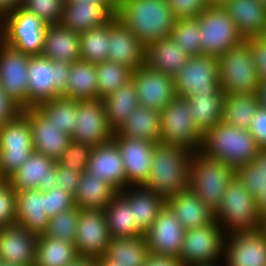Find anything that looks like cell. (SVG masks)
<instances>
[{
	"label": "cell",
	"instance_id": "cell-1",
	"mask_svg": "<svg viewBox=\"0 0 266 266\" xmlns=\"http://www.w3.org/2000/svg\"><path fill=\"white\" fill-rule=\"evenodd\" d=\"M116 17L145 47L171 37L176 21L168 0H118Z\"/></svg>",
	"mask_w": 266,
	"mask_h": 266
},
{
	"label": "cell",
	"instance_id": "cell-2",
	"mask_svg": "<svg viewBox=\"0 0 266 266\" xmlns=\"http://www.w3.org/2000/svg\"><path fill=\"white\" fill-rule=\"evenodd\" d=\"M192 157L187 148L155 143L149 179L143 186L165 200L188 189Z\"/></svg>",
	"mask_w": 266,
	"mask_h": 266
},
{
	"label": "cell",
	"instance_id": "cell-3",
	"mask_svg": "<svg viewBox=\"0 0 266 266\" xmlns=\"http://www.w3.org/2000/svg\"><path fill=\"white\" fill-rule=\"evenodd\" d=\"M201 150L236 170L253 162L260 148L247 129L234 127L222 120L204 135Z\"/></svg>",
	"mask_w": 266,
	"mask_h": 266
},
{
	"label": "cell",
	"instance_id": "cell-4",
	"mask_svg": "<svg viewBox=\"0 0 266 266\" xmlns=\"http://www.w3.org/2000/svg\"><path fill=\"white\" fill-rule=\"evenodd\" d=\"M235 170L201 149L193 152L189 168V188L215 213Z\"/></svg>",
	"mask_w": 266,
	"mask_h": 266
},
{
	"label": "cell",
	"instance_id": "cell-5",
	"mask_svg": "<svg viewBox=\"0 0 266 266\" xmlns=\"http://www.w3.org/2000/svg\"><path fill=\"white\" fill-rule=\"evenodd\" d=\"M214 220L225 234L255 231L262 227L257 199L244 187L236 176L229 182Z\"/></svg>",
	"mask_w": 266,
	"mask_h": 266
},
{
	"label": "cell",
	"instance_id": "cell-6",
	"mask_svg": "<svg viewBox=\"0 0 266 266\" xmlns=\"http://www.w3.org/2000/svg\"><path fill=\"white\" fill-rule=\"evenodd\" d=\"M71 63L42 55L31 56L28 65V108L55 97H66Z\"/></svg>",
	"mask_w": 266,
	"mask_h": 266
},
{
	"label": "cell",
	"instance_id": "cell-7",
	"mask_svg": "<svg viewBox=\"0 0 266 266\" xmlns=\"http://www.w3.org/2000/svg\"><path fill=\"white\" fill-rule=\"evenodd\" d=\"M260 82L245 40L219 57V87L225 94L257 93Z\"/></svg>",
	"mask_w": 266,
	"mask_h": 266
},
{
	"label": "cell",
	"instance_id": "cell-8",
	"mask_svg": "<svg viewBox=\"0 0 266 266\" xmlns=\"http://www.w3.org/2000/svg\"><path fill=\"white\" fill-rule=\"evenodd\" d=\"M160 143L195 152L202 148L204 134L197 128L186 98L176 96L161 111Z\"/></svg>",
	"mask_w": 266,
	"mask_h": 266
},
{
	"label": "cell",
	"instance_id": "cell-9",
	"mask_svg": "<svg viewBox=\"0 0 266 266\" xmlns=\"http://www.w3.org/2000/svg\"><path fill=\"white\" fill-rule=\"evenodd\" d=\"M47 25L21 6L1 18L0 40L31 56L41 55Z\"/></svg>",
	"mask_w": 266,
	"mask_h": 266
},
{
	"label": "cell",
	"instance_id": "cell-10",
	"mask_svg": "<svg viewBox=\"0 0 266 266\" xmlns=\"http://www.w3.org/2000/svg\"><path fill=\"white\" fill-rule=\"evenodd\" d=\"M195 18L201 30V56L220 57L244 41L223 7H206Z\"/></svg>",
	"mask_w": 266,
	"mask_h": 266
},
{
	"label": "cell",
	"instance_id": "cell-11",
	"mask_svg": "<svg viewBox=\"0 0 266 266\" xmlns=\"http://www.w3.org/2000/svg\"><path fill=\"white\" fill-rule=\"evenodd\" d=\"M34 152L31 127L21 112L0 125V173L7 180Z\"/></svg>",
	"mask_w": 266,
	"mask_h": 266
},
{
	"label": "cell",
	"instance_id": "cell-12",
	"mask_svg": "<svg viewBox=\"0 0 266 266\" xmlns=\"http://www.w3.org/2000/svg\"><path fill=\"white\" fill-rule=\"evenodd\" d=\"M176 96L215 94L219 89V57L192 56L174 76Z\"/></svg>",
	"mask_w": 266,
	"mask_h": 266
},
{
	"label": "cell",
	"instance_id": "cell-13",
	"mask_svg": "<svg viewBox=\"0 0 266 266\" xmlns=\"http://www.w3.org/2000/svg\"><path fill=\"white\" fill-rule=\"evenodd\" d=\"M225 236L216 220L203 227L187 229L178 259L183 266L223 261Z\"/></svg>",
	"mask_w": 266,
	"mask_h": 266
},
{
	"label": "cell",
	"instance_id": "cell-14",
	"mask_svg": "<svg viewBox=\"0 0 266 266\" xmlns=\"http://www.w3.org/2000/svg\"><path fill=\"white\" fill-rule=\"evenodd\" d=\"M75 123L71 136L75 142L97 147L113 138L102 99L78 100Z\"/></svg>",
	"mask_w": 266,
	"mask_h": 266
},
{
	"label": "cell",
	"instance_id": "cell-15",
	"mask_svg": "<svg viewBox=\"0 0 266 266\" xmlns=\"http://www.w3.org/2000/svg\"><path fill=\"white\" fill-rule=\"evenodd\" d=\"M104 210L83 209L78 218L75 247L81 258L97 260L102 258L110 243Z\"/></svg>",
	"mask_w": 266,
	"mask_h": 266
},
{
	"label": "cell",
	"instance_id": "cell-16",
	"mask_svg": "<svg viewBox=\"0 0 266 266\" xmlns=\"http://www.w3.org/2000/svg\"><path fill=\"white\" fill-rule=\"evenodd\" d=\"M30 57L0 40V86L22 109L28 108Z\"/></svg>",
	"mask_w": 266,
	"mask_h": 266
},
{
	"label": "cell",
	"instance_id": "cell-17",
	"mask_svg": "<svg viewBox=\"0 0 266 266\" xmlns=\"http://www.w3.org/2000/svg\"><path fill=\"white\" fill-rule=\"evenodd\" d=\"M139 105L161 111L175 97L174 77L149 68L146 64L133 70Z\"/></svg>",
	"mask_w": 266,
	"mask_h": 266
},
{
	"label": "cell",
	"instance_id": "cell-18",
	"mask_svg": "<svg viewBox=\"0 0 266 266\" xmlns=\"http://www.w3.org/2000/svg\"><path fill=\"white\" fill-rule=\"evenodd\" d=\"M225 266H266V237L261 229L227 234Z\"/></svg>",
	"mask_w": 266,
	"mask_h": 266
},
{
	"label": "cell",
	"instance_id": "cell-19",
	"mask_svg": "<svg viewBox=\"0 0 266 266\" xmlns=\"http://www.w3.org/2000/svg\"><path fill=\"white\" fill-rule=\"evenodd\" d=\"M113 139L116 141L123 159L127 187L143 186L149 179L155 143L143 139L122 137L115 132H113Z\"/></svg>",
	"mask_w": 266,
	"mask_h": 266
},
{
	"label": "cell",
	"instance_id": "cell-20",
	"mask_svg": "<svg viewBox=\"0 0 266 266\" xmlns=\"http://www.w3.org/2000/svg\"><path fill=\"white\" fill-rule=\"evenodd\" d=\"M185 230L165 205L151 228L144 234L151 254L179 258Z\"/></svg>",
	"mask_w": 266,
	"mask_h": 266
},
{
	"label": "cell",
	"instance_id": "cell-21",
	"mask_svg": "<svg viewBox=\"0 0 266 266\" xmlns=\"http://www.w3.org/2000/svg\"><path fill=\"white\" fill-rule=\"evenodd\" d=\"M22 113L31 127L34 151L58 161L68 148L71 136L61 132L37 107L22 109Z\"/></svg>",
	"mask_w": 266,
	"mask_h": 266
},
{
	"label": "cell",
	"instance_id": "cell-22",
	"mask_svg": "<svg viewBox=\"0 0 266 266\" xmlns=\"http://www.w3.org/2000/svg\"><path fill=\"white\" fill-rule=\"evenodd\" d=\"M56 179V161L34 151L6 181L15 191L36 188L46 193L56 187Z\"/></svg>",
	"mask_w": 266,
	"mask_h": 266
},
{
	"label": "cell",
	"instance_id": "cell-23",
	"mask_svg": "<svg viewBox=\"0 0 266 266\" xmlns=\"http://www.w3.org/2000/svg\"><path fill=\"white\" fill-rule=\"evenodd\" d=\"M108 60L136 70L146 63V47L116 16L109 22Z\"/></svg>",
	"mask_w": 266,
	"mask_h": 266
},
{
	"label": "cell",
	"instance_id": "cell-24",
	"mask_svg": "<svg viewBox=\"0 0 266 266\" xmlns=\"http://www.w3.org/2000/svg\"><path fill=\"white\" fill-rule=\"evenodd\" d=\"M86 172L108 182L118 191L127 188L123 159L113 138L92 147Z\"/></svg>",
	"mask_w": 266,
	"mask_h": 266
},
{
	"label": "cell",
	"instance_id": "cell-25",
	"mask_svg": "<svg viewBox=\"0 0 266 266\" xmlns=\"http://www.w3.org/2000/svg\"><path fill=\"white\" fill-rule=\"evenodd\" d=\"M37 238L17 223L0 227V260L21 266H35Z\"/></svg>",
	"mask_w": 266,
	"mask_h": 266
},
{
	"label": "cell",
	"instance_id": "cell-26",
	"mask_svg": "<svg viewBox=\"0 0 266 266\" xmlns=\"http://www.w3.org/2000/svg\"><path fill=\"white\" fill-rule=\"evenodd\" d=\"M118 5L64 2L61 24L75 32L97 28L110 22L117 13Z\"/></svg>",
	"mask_w": 266,
	"mask_h": 266
},
{
	"label": "cell",
	"instance_id": "cell-27",
	"mask_svg": "<svg viewBox=\"0 0 266 266\" xmlns=\"http://www.w3.org/2000/svg\"><path fill=\"white\" fill-rule=\"evenodd\" d=\"M45 209V194L39 189L16 191V223L36 236L47 230L49 218Z\"/></svg>",
	"mask_w": 266,
	"mask_h": 266
},
{
	"label": "cell",
	"instance_id": "cell-28",
	"mask_svg": "<svg viewBox=\"0 0 266 266\" xmlns=\"http://www.w3.org/2000/svg\"><path fill=\"white\" fill-rule=\"evenodd\" d=\"M244 39L261 37L266 30V7L258 0H229L223 7Z\"/></svg>",
	"mask_w": 266,
	"mask_h": 266
},
{
	"label": "cell",
	"instance_id": "cell-29",
	"mask_svg": "<svg viewBox=\"0 0 266 266\" xmlns=\"http://www.w3.org/2000/svg\"><path fill=\"white\" fill-rule=\"evenodd\" d=\"M166 206L184 230L203 227L214 221V212L190 188L168 198Z\"/></svg>",
	"mask_w": 266,
	"mask_h": 266
},
{
	"label": "cell",
	"instance_id": "cell-30",
	"mask_svg": "<svg viewBox=\"0 0 266 266\" xmlns=\"http://www.w3.org/2000/svg\"><path fill=\"white\" fill-rule=\"evenodd\" d=\"M41 55L69 63L80 60V32L62 24L47 25Z\"/></svg>",
	"mask_w": 266,
	"mask_h": 266
},
{
	"label": "cell",
	"instance_id": "cell-31",
	"mask_svg": "<svg viewBox=\"0 0 266 266\" xmlns=\"http://www.w3.org/2000/svg\"><path fill=\"white\" fill-rule=\"evenodd\" d=\"M190 56L171 37L162 38L146 47V65L174 77Z\"/></svg>",
	"mask_w": 266,
	"mask_h": 266
},
{
	"label": "cell",
	"instance_id": "cell-32",
	"mask_svg": "<svg viewBox=\"0 0 266 266\" xmlns=\"http://www.w3.org/2000/svg\"><path fill=\"white\" fill-rule=\"evenodd\" d=\"M118 190L108 182L82 172L79 184L73 194L74 204L83 209L104 210L118 194Z\"/></svg>",
	"mask_w": 266,
	"mask_h": 266
},
{
	"label": "cell",
	"instance_id": "cell-33",
	"mask_svg": "<svg viewBox=\"0 0 266 266\" xmlns=\"http://www.w3.org/2000/svg\"><path fill=\"white\" fill-rule=\"evenodd\" d=\"M119 192L133 205L134 219L146 233L166 205V200L144 186H129Z\"/></svg>",
	"mask_w": 266,
	"mask_h": 266
},
{
	"label": "cell",
	"instance_id": "cell-34",
	"mask_svg": "<svg viewBox=\"0 0 266 266\" xmlns=\"http://www.w3.org/2000/svg\"><path fill=\"white\" fill-rule=\"evenodd\" d=\"M160 120L161 112L159 110L138 105L115 133L126 138L158 143L160 140Z\"/></svg>",
	"mask_w": 266,
	"mask_h": 266
},
{
	"label": "cell",
	"instance_id": "cell-35",
	"mask_svg": "<svg viewBox=\"0 0 266 266\" xmlns=\"http://www.w3.org/2000/svg\"><path fill=\"white\" fill-rule=\"evenodd\" d=\"M104 212L111 238L144 236L134 219L133 205L120 192L104 208Z\"/></svg>",
	"mask_w": 266,
	"mask_h": 266
},
{
	"label": "cell",
	"instance_id": "cell-36",
	"mask_svg": "<svg viewBox=\"0 0 266 266\" xmlns=\"http://www.w3.org/2000/svg\"><path fill=\"white\" fill-rule=\"evenodd\" d=\"M224 96L225 92L220 88L215 94L193 95L187 98L193 120L204 135L223 120Z\"/></svg>",
	"mask_w": 266,
	"mask_h": 266
},
{
	"label": "cell",
	"instance_id": "cell-37",
	"mask_svg": "<svg viewBox=\"0 0 266 266\" xmlns=\"http://www.w3.org/2000/svg\"><path fill=\"white\" fill-rule=\"evenodd\" d=\"M150 251L145 236L111 238L105 256L120 266H144Z\"/></svg>",
	"mask_w": 266,
	"mask_h": 266
},
{
	"label": "cell",
	"instance_id": "cell-38",
	"mask_svg": "<svg viewBox=\"0 0 266 266\" xmlns=\"http://www.w3.org/2000/svg\"><path fill=\"white\" fill-rule=\"evenodd\" d=\"M102 100L106 110L107 124L114 132L139 105L132 80Z\"/></svg>",
	"mask_w": 266,
	"mask_h": 266
},
{
	"label": "cell",
	"instance_id": "cell-39",
	"mask_svg": "<svg viewBox=\"0 0 266 266\" xmlns=\"http://www.w3.org/2000/svg\"><path fill=\"white\" fill-rule=\"evenodd\" d=\"M35 266H68L80 256L75 243L39 235L36 241Z\"/></svg>",
	"mask_w": 266,
	"mask_h": 266
},
{
	"label": "cell",
	"instance_id": "cell-40",
	"mask_svg": "<svg viewBox=\"0 0 266 266\" xmlns=\"http://www.w3.org/2000/svg\"><path fill=\"white\" fill-rule=\"evenodd\" d=\"M66 97L76 100L98 98L96 64L83 60L71 63Z\"/></svg>",
	"mask_w": 266,
	"mask_h": 266
},
{
	"label": "cell",
	"instance_id": "cell-41",
	"mask_svg": "<svg viewBox=\"0 0 266 266\" xmlns=\"http://www.w3.org/2000/svg\"><path fill=\"white\" fill-rule=\"evenodd\" d=\"M259 106L257 93L225 94L223 121L248 130Z\"/></svg>",
	"mask_w": 266,
	"mask_h": 266
},
{
	"label": "cell",
	"instance_id": "cell-42",
	"mask_svg": "<svg viewBox=\"0 0 266 266\" xmlns=\"http://www.w3.org/2000/svg\"><path fill=\"white\" fill-rule=\"evenodd\" d=\"M109 22L80 33V60L97 64L108 60Z\"/></svg>",
	"mask_w": 266,
	"mask_h": 266
},
{
	"label": "cell",
	"instance_id": "cell-43",
	"mask_svg": "<svg viewBox=\"0 0 266 266\" xmlns=\"http://www.w3.org/2000/svg\"><path fill=\"white\" fill-rule=\"evenodd\" d=\"M78 100L59 96L43 102L37 108L50 119L61 132L72 136L76 121V107Z\"/></svg>",
	"mask_w": 266,
	"mask_h": 266
},
{
	"label": "cell",
	"instance_id": "cell-44",
	"mask_svg": "<svg viewBox=\"0 0 266 266\" xmlns=\"http://www.w3.org/2000/svg\"><path fill=\"white\" fill-rule=\"evenodd\" d=\"M98 98L104 99L132 79L133 70L112 61L96 64Z\"/></svg>",
	"mask_w": 266,
	"mask_h": 266
},
{
	"label": "cell",
	"instance_id": "cell-45",
	"mask_svg": "<svg viewBox=\"0 0 266 266\" xmlns=\"http://www.w3.org/2000/svg\"><path fill=\"white\" fill-rule=\"evenodd\" d=\"M171 38L190 56H201V30L196 18L176 19Z\"/></svg>",
	"mask_w": 266,
	"mask_h": 266
},
{
	"label": "cell",
	"instance_id": "cell-46",
	"mask_svg": "<svg viewBox=\"0 0 266 266\" xmlns=\"http://www.w3.org/2000/svg\"><path fill=\"white\" fill-rule=\"evenodd\" d=\"M81 209L76 205L49 218V223L44 236L61 241L75 243L78 218Z\"/></svg>",
	"mask_w": 266,
	"mask_h": 266
},
{
	"label": "cell",
	"instance_id": "cell-47",
	"mask_svg": "<svg viewBox=\"0 0 266 266\" xmlns=\"http://www.w3.org/2000/svg\"><path fill=\"white\" fill-rule=\"evenodd\" d=\"M65 0H22L21 7L46 25L61 24Z\"/></svg>",
	"mask_w": 266,
	"mask_h": 266
},
{
	"label": "cell",
	"instance_id": "cell-48",
	"mask_svg": "<svg viewBox=\"0 0 266 266\" xmlns=\"http://www.w3.org/2000/svg\"><path fill=\"white\" fill-rule=\"evenodd\" d=\"M91 150L90 145L71 140L58 162L72 171L84 172L89 163Z\"/></svg>",
	"mask_w": 266,
	"mask_h": 266
},
{
	"label": "cell",
	"instance_id": "cell-49",
	"mask_svg": "<svg viewBox=\"0 0 266 266\" xmlns=\"http://www.w3.org/2000/svg\"><path fill=\"white\" fill-rule=\"evenodd\" d=\"M235 176L256 199L265 188L262 169H259L253 162L237 168Z\"/></svg>",
	"mask_w": 266,
	"mask_h": 266
},
{
	"label": "cell",
	"instance_id": "cell-50",
	"mask_svg": "<svg viewBox=\"0 0 266 266\" xmlns=\"http://www.w3.org/2000/svg\"><path fill=\"white\" fill-rule=\"evenodd\" d=\"M16 223V191L5 180L0 185V227Z\"/></svg>",
	"mask_w": 266,
	"mask_h": 266
},
{
	"label": "cell",
	"instance_id": "cell-51",
	"mask_svg": "<svg viewBox=\"0 0 266 266\" xmlns=\"http://www.w3.org/2000/svg\"><path fill=\"white\" fill-rule=\"evenodd\" d=\"M45 194L46 215L48 218L54 217L60 212L75 206L73 194L53 187Z\"/></svg>",
	"mask_w": 266,
	"mask_h": 266
},
{
	"label": "cell",
	"instance_id": "cell-52",
	"mask_svg": "<svg viewBox=\"0 0 266 266\" xmlns=\"http://www.w3.org/2000/svg\"><path fill=\"white\" fill-rule=\"evenodd\" d=\"M176 19L195 18L206 7V0H168Z\"/></svg>",
	"mask_w": 266,
	"mask_h": 266
},
{
	"label": "cell",
	"instance_id": "cell-53",
	"mask_svg": "<svg viewBox=\"0 0 266 266\" xmlns=\"http://www.w3.org/2000/svg\"><path fill=\"white\" fill-rule=\"evenodd\" d=\"M251 47L252 57L260 81L266 80V39L251 37L245 40Z\"/></svg>",
	"mask_w": 266,
	"mask_h": 266
},
{
	"label": "cell",
	"instance_id": "cell-54",
	"mask_svg": "<svg viewBox=\"0 0 266 266\" xmlns=\"http://www.w3.org/2000/svg\"><path fill=\"white\" fill-rule=\"evenodd\" d=\"M56 175V187L74 194L82 172L72 171L69 168L63 167L58 161H56Z\"/></svg>",
	"mask_w": 266,
	"mask_h": 266
},
{
	"label": "cell",
	"instance_id": "cell-55",
	"mask_svg": "<svg viewBox=\"0 0 266 266\" xmlns=\"http://www.w3.org/2000/svg\"><path fill=\"white\" fill-rule=\"evenodd\" d=\"M260 149H266V108L259 106L248 129Z\"/></svg>",
	"mask_w": 266,
	"mask_h": 266
},
{
	"label": "cell",
	"instance_id": "cell-56",
	"mask_svg": "<svg viewBox=\"0 0 266 266\" xmlns=\"http://www.w3.org/2000/svg\"><path fill=\"white\" fill-rule=\"evenodd\" d=\"M21 112L22 108L0 86V125L13 120Z\"/></svg>",
	"mask_w": 266,
	"mask_h": 266
},
{
	"label": "cell",
	"instance_id": "cell-57",
	"mask_svg": "<svg viewBox=\"0 0 266 266\" xmlns=\"http://www.w3.org/2000/svg\"><path fill=\"white\" fill-rule=\"evenodd\" d=\"M144 266H183L181 261L174 257L149 254Z\"/></svg>",
	"mask_w": 266,
	"mask_h": 266
},
{
	"label": "cell",
	"instance_id": "cell-58",
	"mask_svg": "<svg viewBox=\"0 0 266 266\" xmlns=\"http://www.w3.org/2000/svg\"><path fill=\"white\" fill-rule=\"evenodd\" d=\"M22 0H0V19L21 6Z\"/></svg>",
	"mask_w": 266,
	"mask_h": 266
},
{
	"label": "cell",
	"instance_id": "cell-59",
	"mask_svg": "<svg viewBox=\"0 0 266 266\" xmlns=\"http://www.w3.org/2000/svg\"><path fill=\"white\" fill-rule=\"evenodd\" d=\"M253 163L262 169L263 184H266V149H260L257 157L254 159Z\"/></svg>",
	"mask_w": 266,
	"mask_h": 266
},
{
	"label": "cell",
	"instance_id": "cell-60",
	"mask_svg": "<svg viewBox=\"0 0 266 266\" xmlns=\"http://www.w3.org/2000/svg\"><path fill=\"white\" fill-rule=\"evenodd\" d=\"M257 96L259 105L266 108V80L260 82L257 90Z\"/></svg>",
	"mask_w": 266,
	"mask_h": 266
},
{
	"label": "cell",
	"instance_id": "cell-61",
	"mask_svg": "<svg viewBox=\"0 0 266 266\" xmlns=\"http://www.w3.org/2000/svg\"><path fill=\"white\" fill-rule=\"evenodd\" d=\"M257 204L262 218L266 216V184L263 192L257 197Z\"/></svg>",
	"mask_w": 266,
	"mask_h": 266
},
{
	"label": "cell",
	"instance_id": "cell-62",
	"mask_svg": "<svg viewBox=\"0 0 266 266\" xmlns=\"http://www.w3.org/2000/svg\"><path fill=\"white\" fill-rule=\"evenodd\" d=\"M66 1H77L81 3H97L100 5H118V0H66Z\"/></svg>",
	"mask_w": 266,
	"mask_h": 266
},
{
	"label": "cell",
	"instance_id": "cell-63",
	"mask_svg": "<svg viewBox=\"0 0 266 266\" xmlns=\"http://www.w3.org/2000/svg\"><path fill=\"white\" fill-rule=\"evenodd\" d=\"M68 266H96V261L79 257L75 262Z\"/></svg>",
	"mask_w": 266,
	"mask_h": 266
},
{
	"label": "cell",
	"instance_id": "cell-64",
	"mask_svg": "<svg viewBox=\"0 0 266 266\" xmlns=\"http://www.w3.org/2000/svg\"><path fill=\"white\" fill-rule=\"evenodd\" d=\"M96 261V266H120L116 262L108 259L105 255L102 258H99Z\"/></svg>",
	"mask_w": 266,
	"mask_h": 266
},
{
	"label": "cell",
	"instance_id": "cell-65",
	"mask_svg": "<svg viewBox=\"0 0 266 266\" xmlns=\"http://www.w3.org/2000/svg\"><path fill=\"white\" fill-rule=\"evenodd\" d=\"M229 0H206L207 7H224Z\"/></svg>",
	"mask_w": 266,
	"mask_h": 266
},
{
	"label": "cell",
	"instance_id": "cell-66",
	"mask_svg": "<svg viewBox=\"0 0 266 266\" xmlns=\"http://www.w3.org/2000/svg\"><path fill=\"white\" fill-rule=\"evenodd\" d=\"M221 262H224V261H216V262L205 263V264H200V265H196V266H220L222 264ZM223 266H225V262L223 263Z\"/></svg>",
	"mask_w": 266,
	"mask_h": 266
},
{
	"label": "cell",
	"instance_id": "cell-67",
	"mask_svg": "<svg viewBox=\"0 0 266 266\" xmlns=\"http://www.w3.org/2000/svg\"><path fill=\"white\" fill-rule=\"evenodd\" d=\"M261 230L263 231V234L266 237V216L264 218H262V227Z\"/></svg>",
	"mask_w": 266,
	"mask_h": 266
},
{
	"label": "cell",
	"instance_id": "cell-68",
	"mask_svg": "<svg viewBox=\"0 0 266 266\" xmlns=\"http://www.w3.org/2000/svg\"><path fill=\"white\" fill-rule=\"evenodd\" d=\"M0 266H21V265L1 261Z\"/></svg>",
	"mask_w": 266,
	"mask_h": 266
},
{
	"label": "cell",
	"instance_id": "cell-69",
	"mask_svg": "<svg viewBox=\"0 0 266 266\" xmlns=\"http://www.w3.org/2000/svg\"><path fill=\"white\" fill-rule=\"evenodd\" d=\"M258 2L262 3V5L266 7V0H258Z\"/></svg>",
	"mask_w": 266,
	"mask_h": 266
},
{
	"label": "cell",
	"instance_id": "cell-70",
	"mask_svg": "<svg viewBox=\"0 0 266 266\" xmlns=\"http://www.w3.org/2000/svg\"><path fill=\"white\" fill-rule=\"evenodd\" d=\"M4 178L1 176V173H0V185L4 182Z\"/></svg>",
	"mask_w": 266,
	"mask_h": 266
},
{
	"label": "cell",
	"instance_id": "cell-71",
	"mask_svg": "<svg viewBox=\"0 0 266 266\" xmlns=\"http://www.w3.org/2000/svg\"><path fill=\"white\" fill-rule=\"evenodd\" d=\"M263 37L266 39V30H265V32H264V35H263Z\"/></svg>",
	"mask_w": 266,
	"mask_h": 266
}]
</instances>
